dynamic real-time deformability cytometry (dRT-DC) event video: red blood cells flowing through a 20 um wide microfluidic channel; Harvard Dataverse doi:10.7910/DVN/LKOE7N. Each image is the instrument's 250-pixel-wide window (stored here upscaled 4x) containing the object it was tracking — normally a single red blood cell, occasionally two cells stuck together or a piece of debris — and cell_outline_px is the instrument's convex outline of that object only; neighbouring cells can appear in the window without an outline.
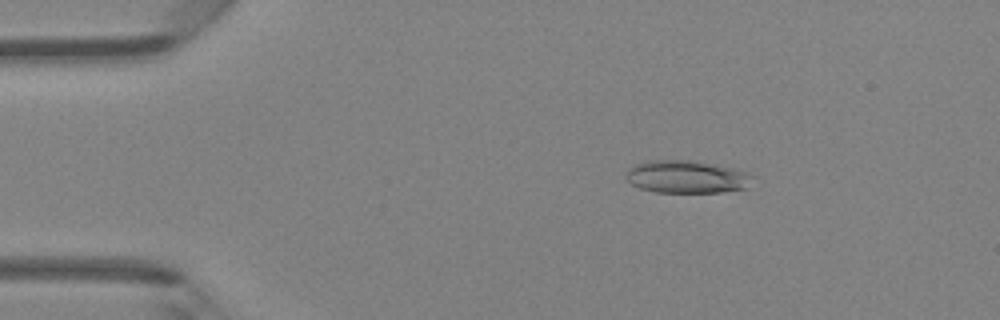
{"species": "Egyptian fruit bat (a non-hibernating species)", "species_latin": "Rousettus aegyptiacus", "temperature_condition": "room temperature", "stored_images_in_passage": 46, "camera_frame_rate_fps": 3000, "um_per_image_px": 0.085, "animal": {"sex": "female"}, "frame": {"image": 1, "passage_image": 7, "time_ms": 2.0, "image_size_px": [1000, 320], "cell_outline_px": [[752, 176], [744, 188], [720, 192], [656, 192], [640, 188], [632, 184], [624, 176], [628, 168], [636, 164], [652, 160], [692, 160], [732, 168], [744, 172]], "centroid_in_image_um": [58.27, 15.02], "position_along_channel_um": 26.7, "area_um2": 23.64}}
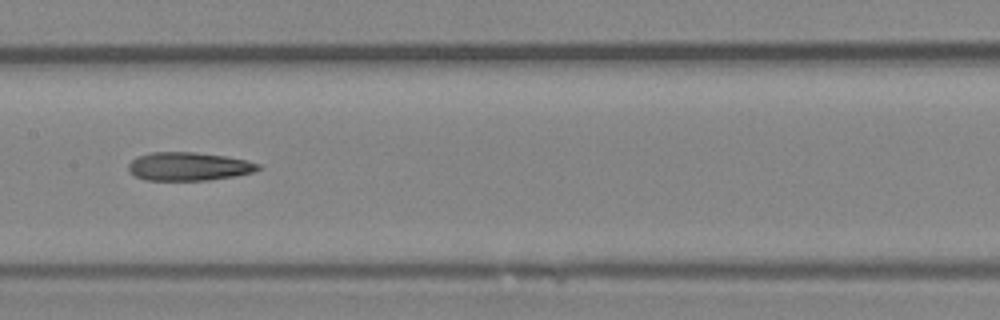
{"frame": {"image": 2, "passage_image": 23, "time_ms": 7.333, "image_size_px": [1000, 320], "cell_outline_px": [[264, 168], [252, 172], [236, 176], [208, 180], [144, 180], [136, 176], [128, 168], [128, 164], [136, 156], [152, 152], [196, 152], [224, 156], [244, 160], [260, 164]], "centroid_in_image_um": [16.05, 14.14], "position_along_channel_um": 191.4, "area_um2": 21.44}}
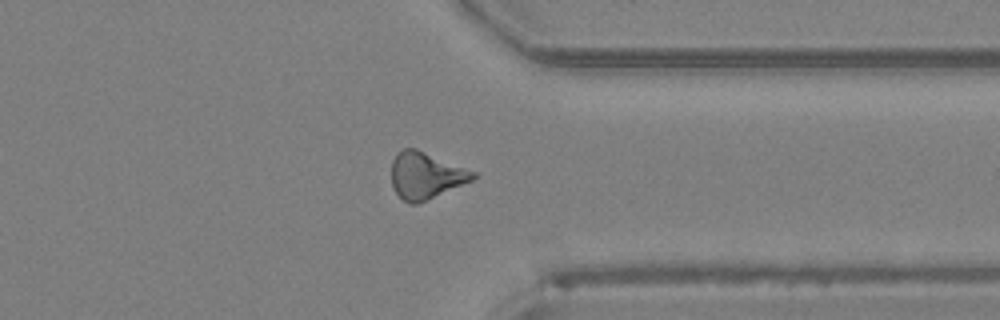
{"frame": {"image": 3, "passage_image": 36, "time_ms": 11.667, "image_size_px": [1000, 320], "cell_outline_px": [[480, 172], [472, 180], [416, 204], [408, 204], [396, 192], [392, 184], [392, 160], [396, 152], [404, 148], [416, 148]], "centroid_in_image_um": [36.21, 14.88], "position_along_channel_um": 375.2, "area_um2": 22.25}, "authors_computed_cell_mechanics": {"area_um2": 21.9929, "velocity_mm_per_s": 4.308, "shape_relaxation_time_tau1_ms": 9.8734, "shape_relaxation_time_tau2_ms": 3.956, "deformation_change_tau1": 0.2481, "deformation_change_tau2": 0.1611}}